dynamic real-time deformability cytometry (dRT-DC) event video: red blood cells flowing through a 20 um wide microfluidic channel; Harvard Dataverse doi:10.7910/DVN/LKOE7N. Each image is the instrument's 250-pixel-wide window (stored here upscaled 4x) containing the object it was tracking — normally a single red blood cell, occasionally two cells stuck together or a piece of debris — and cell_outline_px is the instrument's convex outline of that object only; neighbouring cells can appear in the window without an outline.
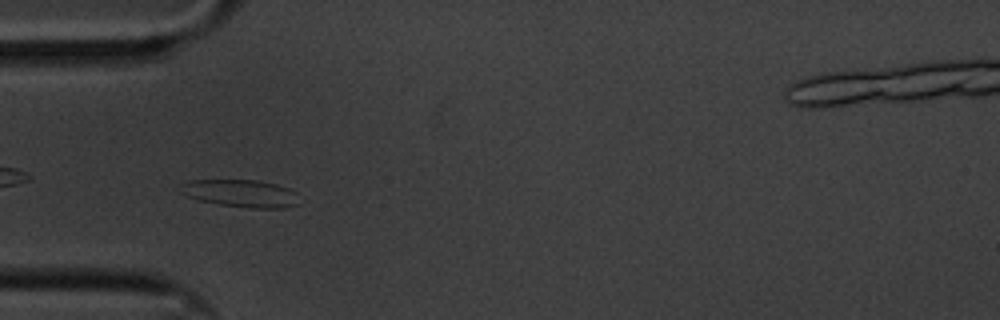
{"species": "common noctule bat (a hibernating species)", "species_latin": "Nyctalus noctula", "temperature_condition": "cold", "stored_images_in_passage": 8, "camera_frame_rate_fps": 3000, "um_per_image_px": 0.085, "animal": {"sex": "male", "body_mass_g": 20.1, "forearm_length_mm": 53.5}, "frame": {"image": 1, "passage_image": 3, "time_ms": 0.667, "image_size_px": [1000, 320], "cell_outline_px": [[300, 204], [284, 208], [252, 208], [220, 204], [200, 200], [184, 196], [180, 192], [180, 184], [188, 180], [256, 180], [276, 184], [288, 188], [296, 192]], "centroid_in_image_um": [20.46, 16.43], "position_along_channel_um": 64.5, "area_um2": 19.13}}
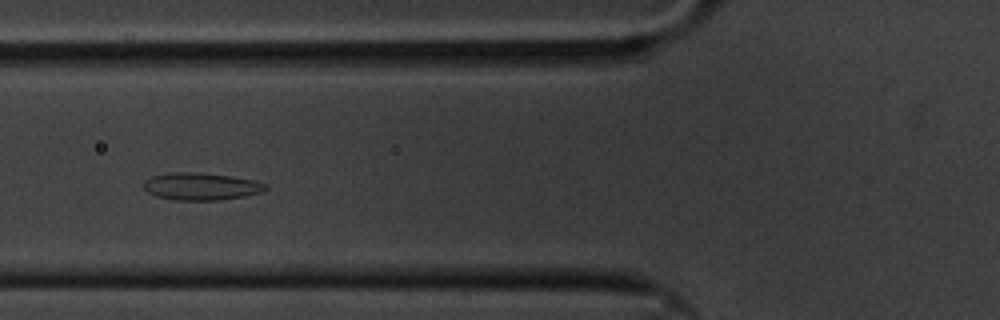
{"frame": {"image": 2, "passage_image": 7, "time_ms": 2.0, "image_size_px": [1000, 320], "cell_outline_px": [[268, 188], [264, 192], [244, 196], [220, 200], [172, 200], [156, 196], [148, 192], [144, 188], [144, 180], [152, 176], [172, 172], [196, 172], [232, 176], [252, 180], [268, 184]], "centroid_in_image_um": [17.11, 15.85], "position_along_channel_um": 108.7, "area_um2": 19.54}}